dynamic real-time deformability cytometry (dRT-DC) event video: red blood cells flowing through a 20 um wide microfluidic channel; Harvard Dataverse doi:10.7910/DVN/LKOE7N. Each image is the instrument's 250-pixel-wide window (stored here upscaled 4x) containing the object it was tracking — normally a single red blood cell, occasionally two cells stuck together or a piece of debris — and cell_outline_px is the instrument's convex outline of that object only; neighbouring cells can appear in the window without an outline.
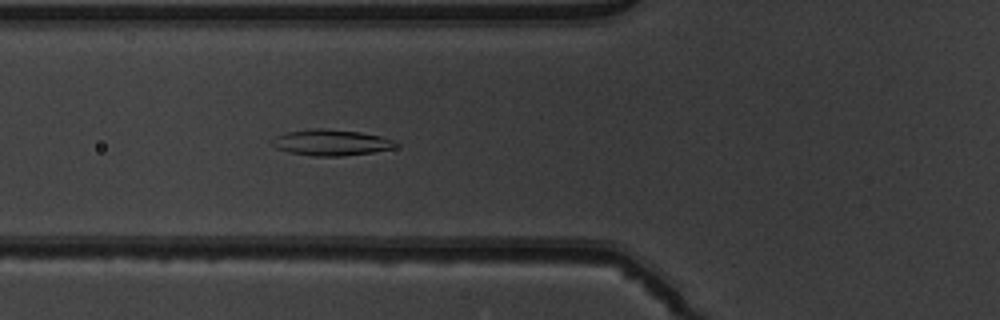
{"species": "common noctule bat (a hibernating species)", "species_latin": "Nyctalus noctula", "temperature_condition": "warm", "stored_images_in_passage": 51, "camera_frame_rate_fps": 3000, "um_per_image_px": 0.085, "animal": {"sex": "male", "body_mass_g": 19.5, "forearm_length_mm": 54.6}, "frame": {"image": 1, "passage_image": 20, "time_ms": 6.333, "image_size_px": [1000, 320], "cell_outline_px": [[400, 144], [396, 148], [372, 152], [344, 156], [312, 156], [292, 152], [276, 148], [272, 144], [276, 136], [284, 132], [316, 128], [324, 128], [360, 132], [380, 136], [396, 140]], "centroid_in_image_um": [28.21, 12.11], "position_along_channel_um": 97.6, "area_um2": 18.79}}
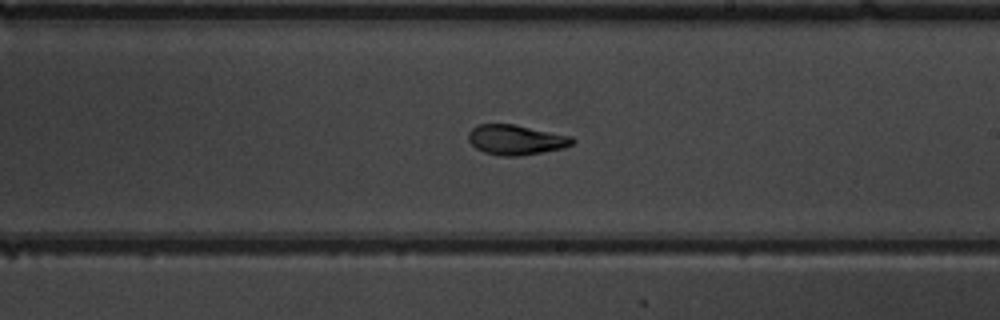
{"frame": {"image": 2, "passage_image": 31, "time_ms": 10.0, "image_size_px": [1000, 320], "cell_outline_px": [[576, 140], [572, 144], [564, 148], [520, 156], [500, 156], [484, 152], [476, 148], [468, 140], [468, 132], [476, 124], [512, 124], [572, 136]], "centroid_in_image_um": [43.84, 11.88], "position_along_channel_um": 245.2, "area_um2": 18.21}}
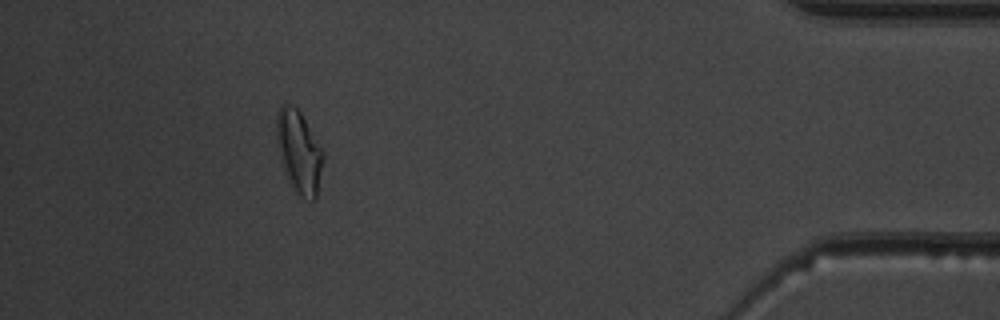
{"frame": {"image": 3, "passage_image": 47, "time_ms": 15.333, "image_size_px": [1000, 320], "cell_outline_px": [[324, 160], [316, 200], [304, 200], [292, 188], [284, 172], [280, 160], [276, 136], [276, 112], [280, 104], [288, 104], [296, 108], [300, 112], [324, 152]], "centroid_in_image_um": [25.4, 12.93], "position_along_channel_um": 409.8, "area_um2": 22.72}, "authors_computed_cell_mechanics": {"area_um2": 19.074, "velocity_mm_per_s": 4.0272, "shape_relaxation_time_tau1_ms": 5.9304, "shape_relaxation_time_tau2_ms": 1.8041, "deformation_change_tau1": 0.2006, "deformation_change_tau2": 0.0747}}